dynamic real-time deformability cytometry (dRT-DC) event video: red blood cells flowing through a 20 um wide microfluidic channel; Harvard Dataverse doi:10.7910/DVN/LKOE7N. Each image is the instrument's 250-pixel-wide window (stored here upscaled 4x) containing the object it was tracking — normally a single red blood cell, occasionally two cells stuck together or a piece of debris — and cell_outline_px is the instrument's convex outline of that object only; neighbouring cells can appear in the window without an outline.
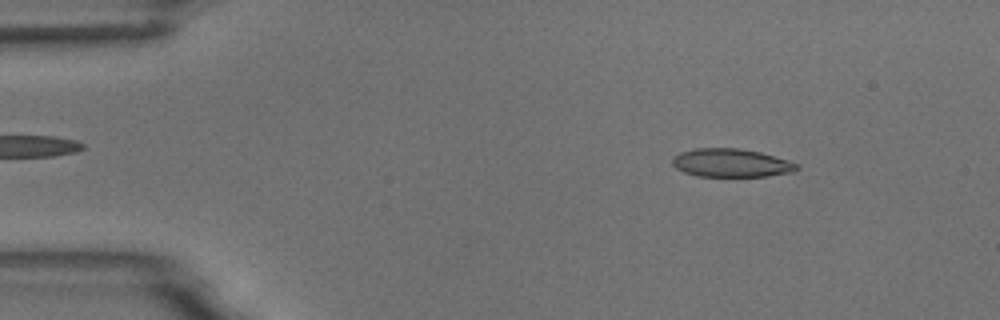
{"species": "common noctule bat (a hibernating species)", "species_latin": "Nyctalus noctula", "temperature_condition": "room temperature", "stored_images_in_passage": 51, "camera_frame_rate_fps": 3000, "um_per_image_px": 0.085, "animal": {"sex": "male", "body_mass_g": 18.8}, "frame": {"image": 1, "passage_image": 7, "time_ms": 2.0, "image_size_px": [1000, 320], "cell_outline_px": [[800, 168], [792, 172], [768, 176], [696, 176], [684, 172], [676, 168], [672, 164], [672, 156], [680, 152], [696, 148], [740, 148], [760, 152], [788, 160], [800, 164]], "centroid_in_image_um": [62.15, 13.84], "position_along_channel_um": 22.9, "area_um2": 20.69}}
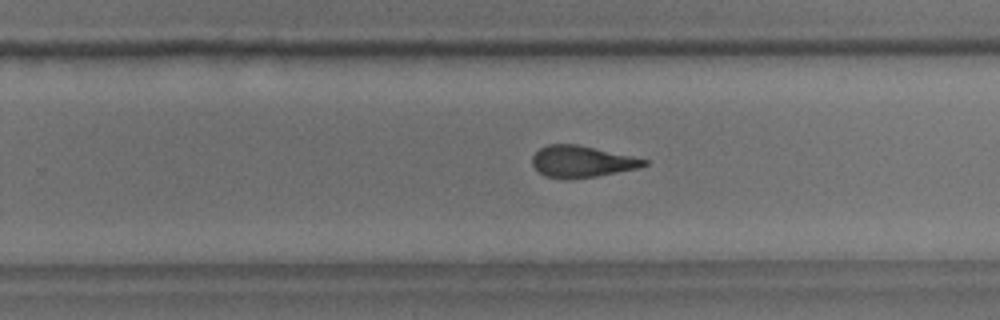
{"frame": {"image": 2, "passage_image": 34, "time_ms": 11.0, "image_size_px": [1000, 320], "cell_outline_px": [[648, 164], [640, 168], [596, 176], [568, 180], [564, 180], [544, 176], [532, 164], [532, 156], [540, 148], [548, 144], [576, 144], [632, 156], [648, 160]], "centroid_in_image_um": [49.44, 13.75], "position_along_channel_um": 280.4, "area_um2": 20.63}}
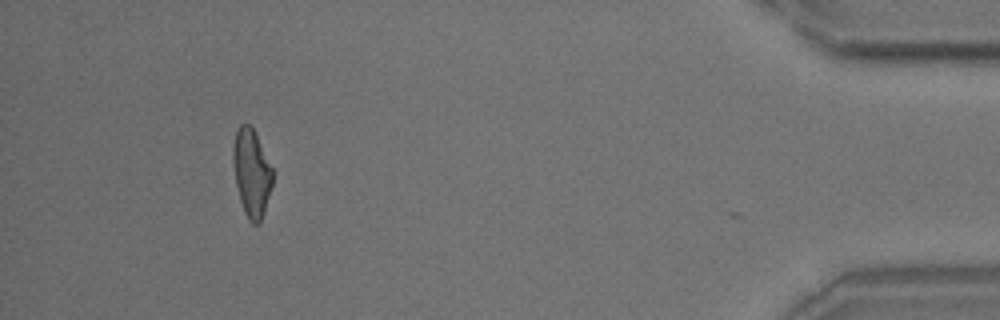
{"frame": {"image": 3, "passage_image": 50, "time_ms": 16.333, "image_size_px": [1000, 320], "cell_outline_px": [[276, 172], [264, 212], [260, 224], [252, 224], [248, 220], [244, 212], [240, 200], [236, 184], [232, 160], [232, 148], [236, 128], [240, 124], [252, 124]], "centroid_in_image_um": [21.41, 14.64], "position_along_channel_um": 413.8, "area_um2": 20.98}, "authors_computed_cell_mechanics": {"area_um2": 21.2704, "velocity_mm_per_s": 3.6933, "shape_relaxation_time_tau1_ms": 5.3611, "shape_relaxation_time_tau2_ms": 1.3278, "deformation_change_tau1": 0.1565, "deformation_change_tau2": 0.0873}}